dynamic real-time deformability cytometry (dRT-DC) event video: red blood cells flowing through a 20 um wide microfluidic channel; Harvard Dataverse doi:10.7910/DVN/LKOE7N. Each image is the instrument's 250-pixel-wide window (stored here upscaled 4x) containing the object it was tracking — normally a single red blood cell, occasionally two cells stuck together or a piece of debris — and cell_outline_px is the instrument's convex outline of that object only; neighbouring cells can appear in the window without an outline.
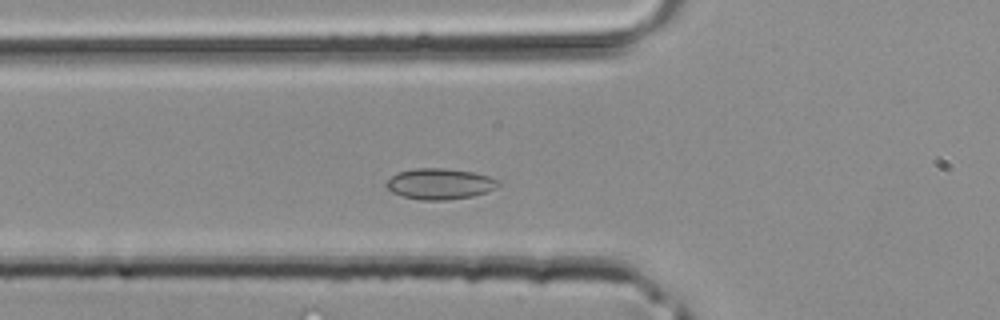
{"species": "common noctule bat (a hibernating species)", "species_latin": "Nyctalus noctula", "temperature_condition": "room temperature", "stored_images_in_passage": 32, "camera_frame_rate_fps": 3000, "um_per_image_px": 0.085, "animal": {"sex": "male", "body_mass_g": 20.4}, "frame": {"image": 1, "passage_image": 8, "time_ms": 2.333, "image_size_px": [1000, 320], "cell_outline_px": [[500, 184], [484, 192], [472, 196], [444, 200], [420, 200], [400, 196], [392, 192], [384, 184], [392, 176], [400, 172], [416, 168], [444, 168], [472, 172], [488, 176], [500, 180]], "centroid_in_image_um": [37.35, 15.63], "position_along_channel_um": 88.5, "area_um2": 19.94}}
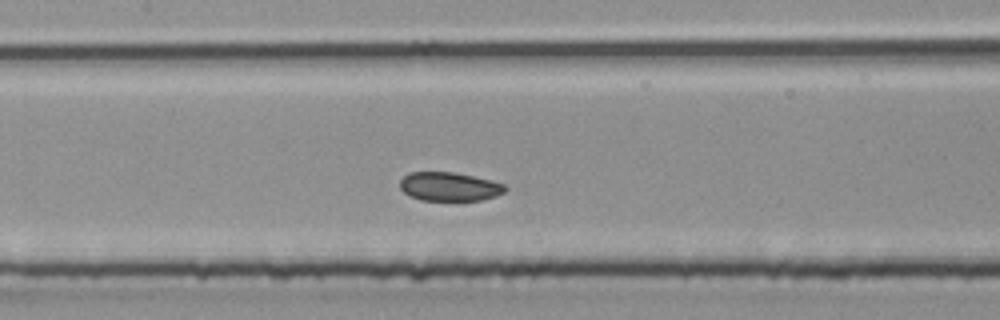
{"frame": {"image": 2, "passage_image": 13, "time_ms": 4.0, "image_size_px": [1000, 320], "cell_outline_px": [[508, 188], [504, 192], [496, 196], [480, 200], [420, 200], [404, 192], [400, 188], [400, 180], [408, 172], [452, 172], [492, 180], [504, 184]], "centroid_in_image_um": [38.2, 15.85], "position_along_channel_um": 169.2, "area_um2": 17.57}}
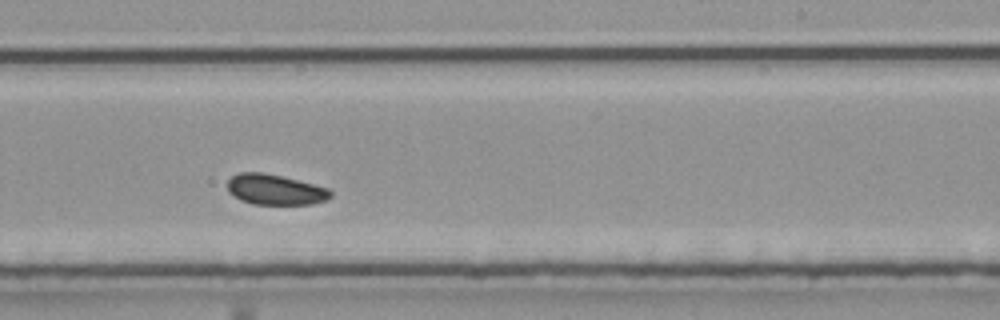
{"frame": {"image": 3, "passage_image": 19, "time_ms": 6.0, "image_size_px": [1000, 320], "cell_outline_px": [[332, 196], [328, 200], [312, 204], [252, 204], [240, 200], [228, 192], [228, 180], [232, 176], [240, 172], [260, 172], [280, 176], [328, 188], [332, 192]], "centroid_in_image_um": [23.38, 16.13], "position_along_channel_um": 265.6, "area_um2": 18.21}}